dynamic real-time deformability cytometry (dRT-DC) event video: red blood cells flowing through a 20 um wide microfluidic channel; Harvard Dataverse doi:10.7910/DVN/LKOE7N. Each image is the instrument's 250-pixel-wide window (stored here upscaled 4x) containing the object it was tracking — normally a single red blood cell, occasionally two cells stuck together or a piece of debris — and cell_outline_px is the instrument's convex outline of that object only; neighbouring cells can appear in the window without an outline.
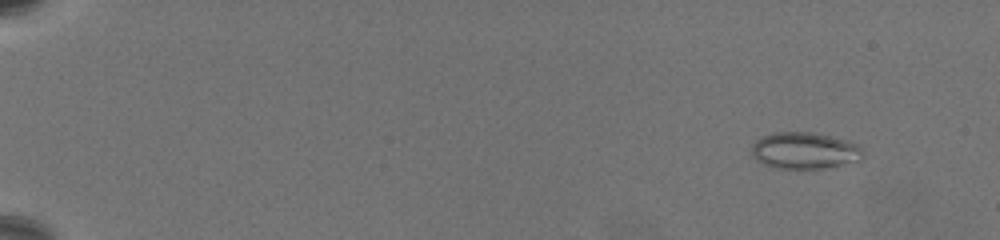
{"species": "common noctule bat (a hibernating species)", "species_latin": "Nyctalus noctula", "temperature_condition": "warm", "stored_images_in_passage": 69, "camera_frame_rate_fps": 3000, "um_per_image_px": 0.085, "animal": {"sex": "female", "body_mass_g": 19.5, "forearm_length_mm": 54.1}, "frame": {"image": 1, "passage_image": 8, "time_ms": 2.333, "image_size_px": [1000, 240], "cell_outline_px": [[864, 156], [860, 160], [824, 168], [772, 168], [756, 160], [752, 156], [752, 144], [756, 140], [764, 136], [776, 132], [812, 132], [848, 140], [856, 144], [864, 152]], "centroid_in_image_um": [68.38, 12.8], "position_along_channel_um": 16.6, "area_um2": 23.7}}
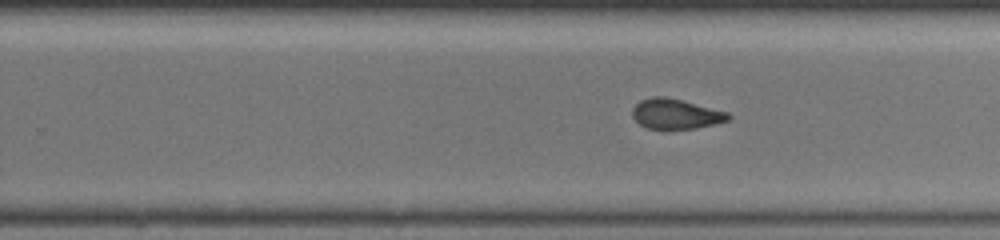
{"frame": {"image": 2, "passage_image": 47, "time_ms": 15.333, "image_size_px": [1000, 240], "cell_outline_px": [[732, 116], [728, 120], [696, 128], [648, 128], [640, 124], [632, 116], [632, 108], [640, 100], [652, 96], [664, 96], [728, 112]], "centroid_in_image_um": [57.41, 9.67], "position_along_channel_um": 272.4, "area_um2": 16.47}}
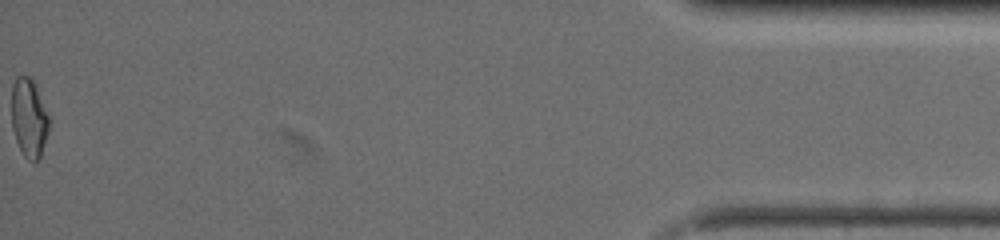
{"frame": {"image": 3, "passage_image": 69, "time_ms": 22.667, "image_size_px": [1000, 240], "cell_outline_px": [[48, 132], [40, 156], [36, 160], [28, 160], [24, 156], [16, 140], [12, 128], [12, 84], [16, 76], [28, 76], [32, 80], [48, 116]], "centroid_in_image_um": [2.43, 10.02], "position_along_channel_um": 432.8, "area_um2": 16.65}, "authors_computed_cell_mechanics": {"area_um2": 18.0336, "velocity_mm_per_s": 3.3007, "shape_relaxation_time_tau1_ms": null, "shape_relaxation_time_tau2_ms": 1.8629, "deformation_change_tau1": null, "deformation_change_tau2": 0.0784}}